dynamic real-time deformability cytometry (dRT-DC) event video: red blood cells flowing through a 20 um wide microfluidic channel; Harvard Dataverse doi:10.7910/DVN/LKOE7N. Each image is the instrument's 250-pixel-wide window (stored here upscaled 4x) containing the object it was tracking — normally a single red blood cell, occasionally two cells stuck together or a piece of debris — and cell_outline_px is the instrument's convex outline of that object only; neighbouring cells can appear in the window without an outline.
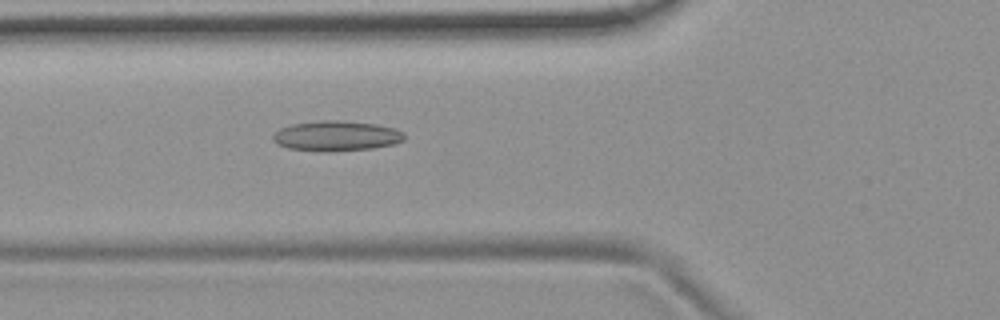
{"species": "common noctule bat (a hibernating species)", "species_latin": "Nyctalus noctula", "temperature_condition": "room temperature", "stored_images_in_passage": 44, "camera_frame_rate_fps": 3000, "um_per_image_px": 0.085, "animal": {"sex": "female", "body_mass_g": 19.9}, "frame": {"image": 1, "passage_image": 9, "time_ms": 2.667, "image_size_px": [1000, 320], "cell_outline_px": [[404, 140], [392, 144], [372, 148], [332, 152], [324, 152], [288, 148], [276, 144], [272, 140], [272, 136], [280, 128], [292, 124], [324, 120], [340, 120], [376, 124], [396, 128], [404, 132]], "centroid_in_image_um": [28.58, 11.56], "position_along_channel_um": 97.2, "area_um2": 23.24}}
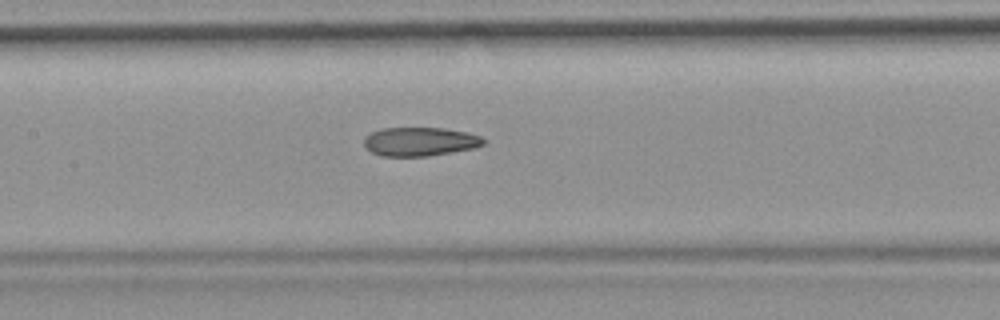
{"frame": {"image": 2, "passage_image": 15, "time_ms": 4.667, "image_size_px": [1000, 320], "cell_outline_px": [[484, 144], [472, 148], [452, 152], [428, 156], [380, 156], [372, 152], [364, 144], [364, 136], [372, 132], [384, 128], [444, 128], [468, 132], [480, 136], [484, 140]], "centroid_in_image_um": [35.68, 12.03], "position_along_channel_um": 171.7, "area_um2": 19.94}}
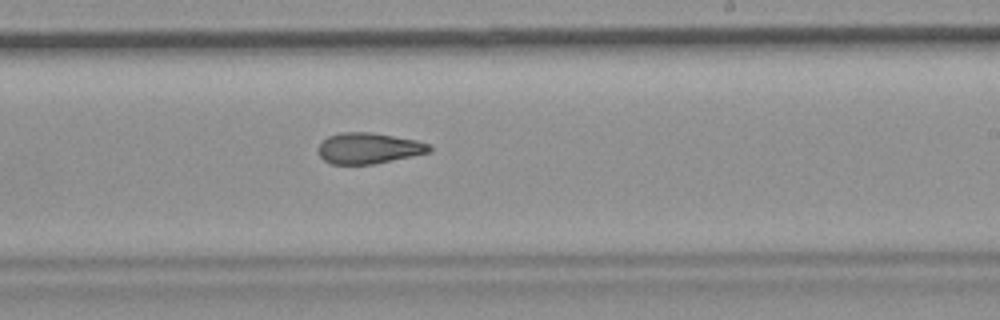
{"frame": {"image": 3, "passage_image": 22, "time_ms": 7.0, "image_size_px": [1000, 320], "cell_outline_px": [[432, 148], [428, 152], [372, 164], [332, 164], [324, 160], [320, 156], [320, 144], [328, 136], [340, 132], [372, 132], [416, 140], [428, 144]], "centroid_in_image_um": [31.31, 12.59], "position_along_channel_um": 257.7, "area_um2": 19.59}, "authors_computed_cell_mechanics": {"area_um2": 20.8369, "velocity_mm_per_s": 3.7046, "shape_relaxation_time_tau1_ms": null, "shape_relaxation_time_tau2_ms": 4.2477, "deformation_change_tau1": null, "deformation_change_tau2": 0.1287}}